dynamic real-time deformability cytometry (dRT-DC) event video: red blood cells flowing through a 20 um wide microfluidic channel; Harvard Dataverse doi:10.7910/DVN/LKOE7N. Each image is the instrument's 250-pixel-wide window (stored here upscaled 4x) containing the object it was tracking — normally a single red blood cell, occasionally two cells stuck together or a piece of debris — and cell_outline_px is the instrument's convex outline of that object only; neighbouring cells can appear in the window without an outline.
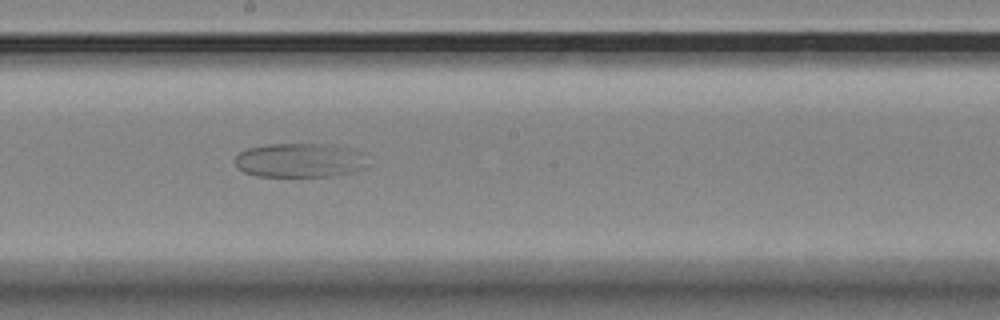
{"species": "Egyptian fruit bat (a non-hibernating species)", "species_latin": "Rousettus aegyptiacus", "temperature_condition": "room temperature", "stored_images_in_passage": 49, "camera_frame_rate_fps": 3000, "um_per_image_px": 0.085, "animal": {"sex": "female"}, "frame": {"image": 1, "passage_image": 23, "time_ms": 7.333, "image_size_px": [1000, 320], "cell_outline_px": [[368, 164], [364, 168], [332, 176], [256, 176], [244, 172], [236, 168], [236, 156], [240, 152], [248, 148], [268, 144], [320, 144], [348, 148], [360, 152]], "centroid_in_image_um": [25.42, 13.63], "position_along_channel_um": 222.8, "area_um2": 26.13}}
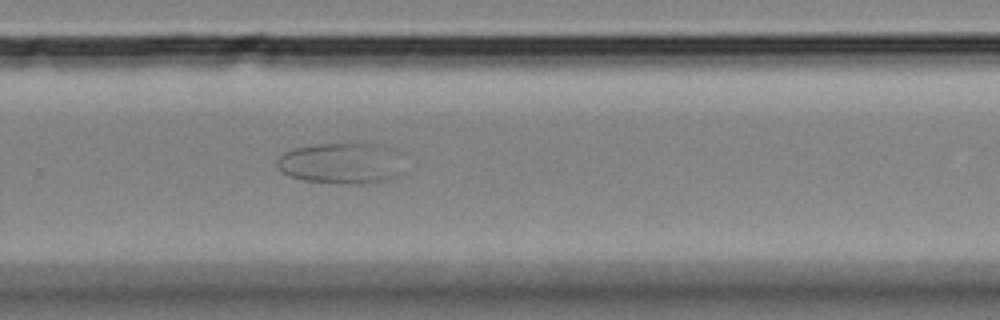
{"frame": {"image": 2, "passage_image": 30, "time_ms": 9.667, "image_size_px": [1000, 320], "cell_outline_px": [[404, 172], [388, 180], [360, 184], [336, 184], [304, 180], [288, 176], [276, 164], [276, 160], [284, 152], [296, 148], [320, 144], [376, 144], [396, 148]], "centroid_in_image_um": [29.06, 13.89], "position_along_channel_um": 300.7, "area_um2": 30.52}}
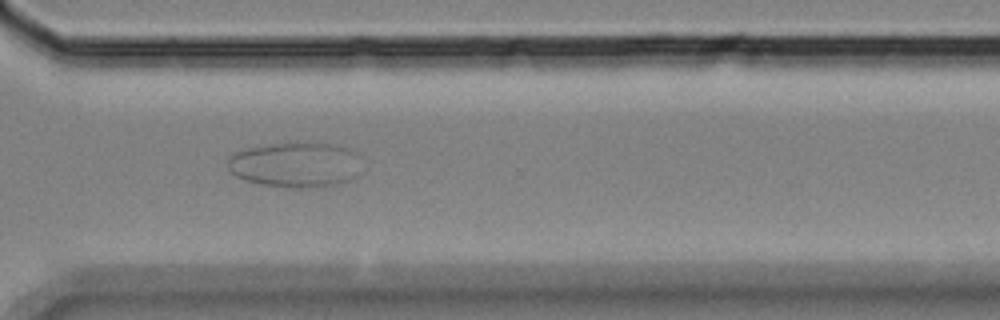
{"frame": {"image": 3, "passage_image": 34, "time_ms": 11.0, "image_size_px": [1000, 320], "cell_outline_px": [[356, 176], [352, 180], [340, 184], [324, 188], [296, 188], [264, 184], [244, 180], [236, 176], [228, 168], [228, 160], [236, 152], [248, 148], [288, 140], [312, 140], [336, 144], [348, 148], [352, 152]], "centroid_in_image_um": [25.08, 13.97], "position_along_channel_um": 345.5, "area_um2": 35.72}}